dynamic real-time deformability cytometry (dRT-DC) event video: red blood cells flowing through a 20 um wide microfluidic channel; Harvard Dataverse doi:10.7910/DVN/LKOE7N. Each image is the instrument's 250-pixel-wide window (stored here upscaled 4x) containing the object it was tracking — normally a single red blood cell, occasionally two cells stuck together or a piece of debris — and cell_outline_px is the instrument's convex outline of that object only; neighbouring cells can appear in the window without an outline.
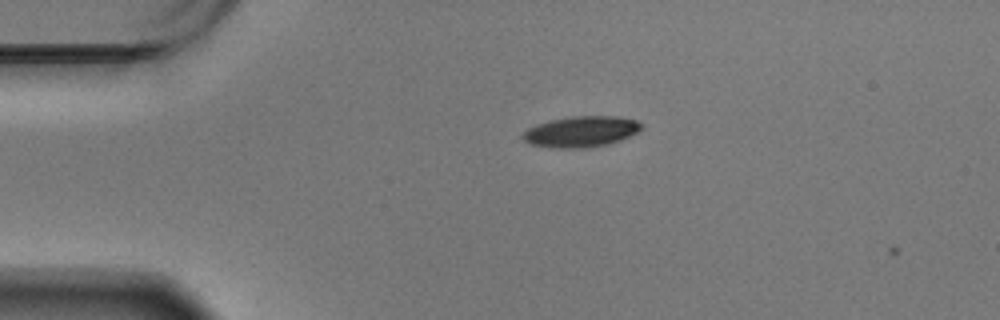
{"species": "Egyptian fruit bat (a non-hibernating species)", "species_latin": "Rousettus aegyptiacus", "temperature_condition": "warm", "stored_images_in_passage": 5, "camera_frame_rate_fps": 3000, "um_per_image_px": 0.085, "animal": {"sex": "male"}, "frame": {"image": 1, "passage_image": 4, "time_ms": 1.0, "image_size_px": [1000, 320], "cell_outline_px": [[640, 128], [636, 132], [620, 140], [608, 144], [584, 148], [552, 148], [532, 144], [524, 140], [520, 136], [528, 128], [536, 124], [552, 120], [572, 116], [616, 116], [636, 120], [640, 124]], "centroid_in_image_um": [49.35, 11.19], "position_along_channel_um": 35.7, "area_um2": 21.1}}